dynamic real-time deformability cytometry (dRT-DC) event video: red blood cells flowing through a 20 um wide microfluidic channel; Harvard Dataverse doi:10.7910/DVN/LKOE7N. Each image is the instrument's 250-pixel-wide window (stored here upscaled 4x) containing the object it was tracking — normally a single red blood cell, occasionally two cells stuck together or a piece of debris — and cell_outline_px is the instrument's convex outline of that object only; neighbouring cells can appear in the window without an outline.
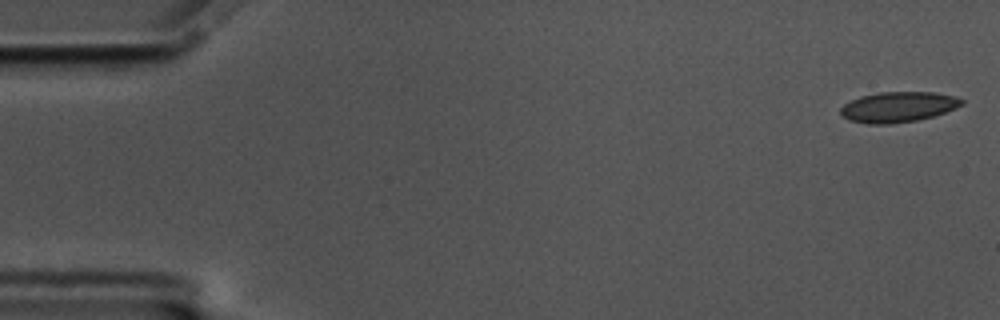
{"species": "common noctule bat (a hibernating species)", "species_latin": "Nyctalus noctula", "temperature_condition": "cold", "stored_images_in_passage": 57, "camera_frame_rate_fps": 3000, "um_per_image_px": 0.085, "animal": {"sex": "male", "body_mass_g": 17.5, "forearm_length_mm": 52.3}, "frame": {"image": 1, "passage_image": 1, "time_ms": 0.0, "image_size_px": [1000, 320], "cell_outline_px": [[964, 104], [956, 108], [932, 116], [916, 120], [892, 124], [868, 124], [848, 120], [840, 112], [840, 108], [844, 104], [860, 96], [880, 92], [936, 92], [952, 96], [964, 100]], "centroid_in_image_um": [76.33, 9.09], "position_along_channel_um": 8.7, "area_um2": 21.39}}
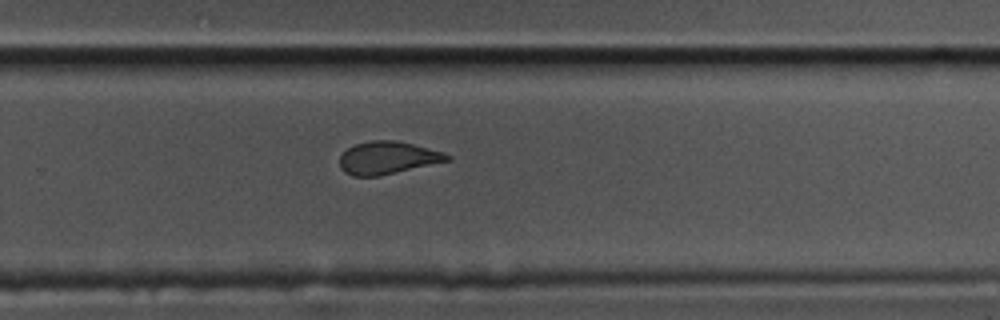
{"frame": {"image": 2, "passage_image": 37, "time_ms": 12.0, "image_size_px": [1000, 320], "cell_outline_px": [[452, 160], [380, 176], [352, 176], [344, 172], [340, 168], [340, 156], [348, 148], [356, 144], [372, 140], [392, 140], [412, 144], [444, 152], [452, 156]], "centroid_in_image_um": [32.96, 13.43], "position_along_channel_um": 296.8, "area_um2": 20.46}}
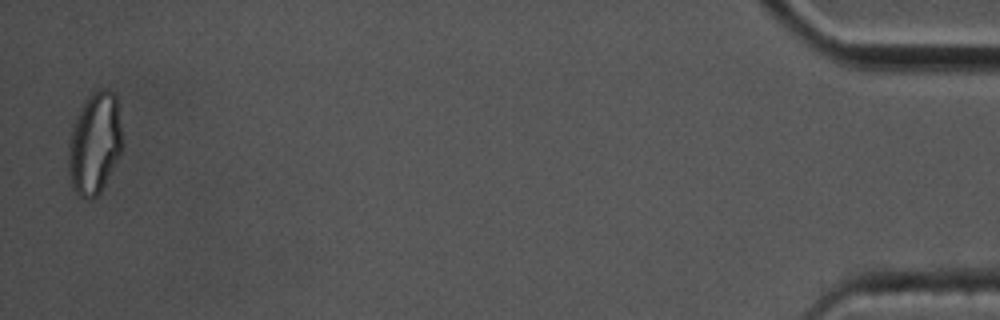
{"frame": {"image": 3, "passage_image": 56, "time_ms": 18.333, "image_size_px": [1000, 320], "cell_outline_px": [[120, 152], [100, 192], [96, 196], [88, 200], [84, 200], [72, 188], [68, 172], [68, 144], [72, 128], [84, 104], [92, 92], [100, 88], [104, 88], [112, 92], [116, 96], [120, 128]], "centroid_in_image_um": [8.0, 12.23], "position_along_channel_um": 427.2, "area_um2": 31.15}, "authors_computed_cell_mechanics": {"area_um2": 21.386, "velocity_mm_per_s": 3.4974, "shape_relaxation_time_tau1_ms": 6.4127, "shape_relaxation_time_tau2_ms": 1.7839, "deformation_change_tau1": 0.1302, "deformation_change_tau2": 0.0733}}